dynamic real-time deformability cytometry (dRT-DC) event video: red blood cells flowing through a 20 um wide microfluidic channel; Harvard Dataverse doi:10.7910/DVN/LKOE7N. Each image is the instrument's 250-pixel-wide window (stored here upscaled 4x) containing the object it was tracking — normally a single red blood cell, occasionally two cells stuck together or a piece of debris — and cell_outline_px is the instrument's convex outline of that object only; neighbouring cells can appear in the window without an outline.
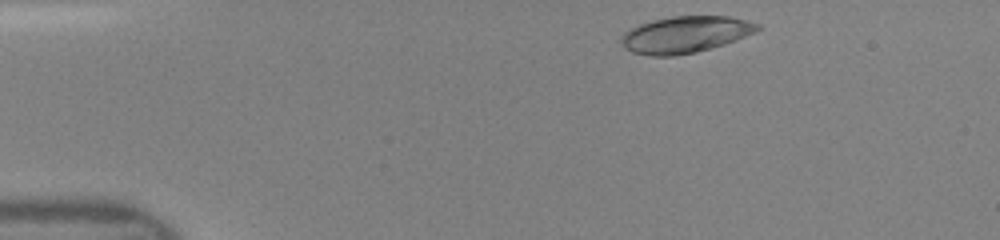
{"species": "human", "species_latin": "Homo sapiens", "temperature_condition": "room temperature", "stored_images_in_passage": 41, "camera_frame_rate_fps": 3000, "um_per_image_px": 0.085, "donor": {"sex": "female"}, "frame": {"image": 1, "passage_image": 1, "time_ms": 0.0, "image_size_px": [1000, 240], "cell_outline_px": [[764, 28], [756, 32], [736, 40], [724, 44], [696, 52], [676, 56], [652, 56], [632, 52], [624, 48], [620, 40], [620, 36], [624, 32], [640, 24], [652, 20], [672, 16], [728, 16], [760, 24]], "centroid_in_image_um": [58.25, 2.94], "position_along_channel_um": 26.7, "area_um2": 29.19}}
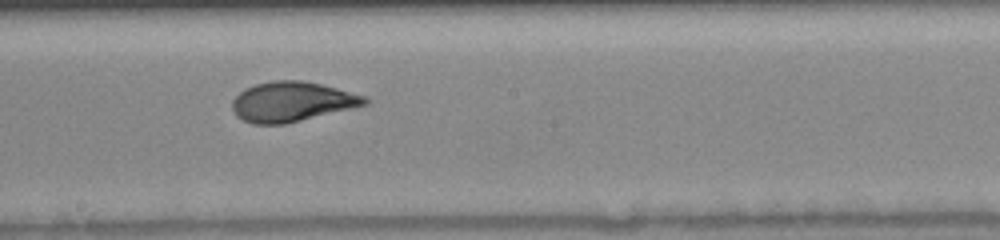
{"frame": {"image": 2, "passage_image": 20, "time_ms": 6.333, "image_size_px": [1000, 240], "cell_outline_px": [[368, 104], [352, 108], [284, 124], [252, 124], [236, 116], [232, 108], [232, 100], [244, 88], [256, 84], [272, 80], [304, 80], [336, 88], [364, 96], [368, 100]], "centroid_in_image_um": [24.77, 8.64], "position_along_channel_um": 223.4, "area_um2": 30.58}}
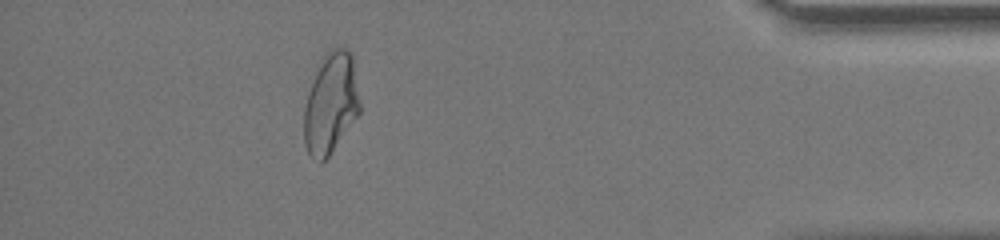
{"frame": {"image": 3, "passage_image": 36, "time_ms": 11.667, "image_size_px": [1000, 240], "cell_outline_px": [[360, 112], [328, 156], [320, 164], [312, 160], [308, 156], [304, 144], [304, 108], [308, 92], [324, 52], [328, 48], [348, 48], [352, 56], [360, 100]], "centroid_in_image_um": [28.1, 8.8], "position_along_channel_um": 407.1, "area_um2": 32.89}}